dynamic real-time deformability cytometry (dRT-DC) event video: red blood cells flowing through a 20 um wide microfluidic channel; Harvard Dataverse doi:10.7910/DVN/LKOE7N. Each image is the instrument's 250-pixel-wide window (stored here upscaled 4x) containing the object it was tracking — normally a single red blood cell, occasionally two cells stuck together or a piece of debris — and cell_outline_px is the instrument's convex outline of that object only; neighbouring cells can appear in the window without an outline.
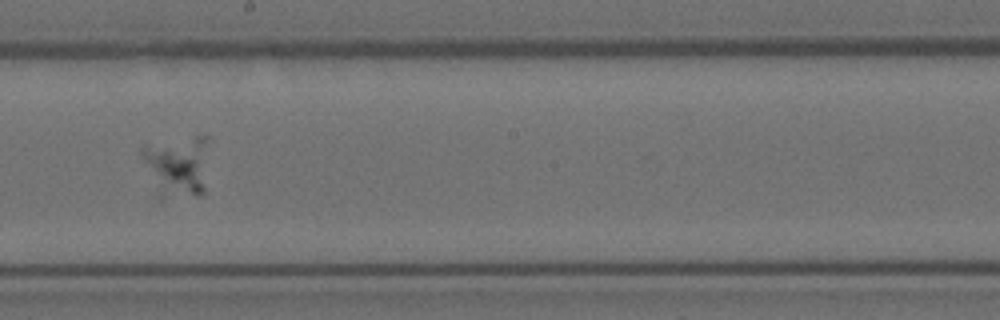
{"species": "Egyptian fruit bat (a non-hibernating species)", "species_latin": "Rousettus aegyptiacus", "temperature_condition": "room temperature", "stored_images_in_passage": 11, "segment_of_instrument_passage": [2, 2], "camera_frame_rate_fps": 3000, "um_per_image_px": 0.085, "animal": {"sex": "female"}, "frame": {"image": 1, "passage_image": 6, "time_ms": 5.667, "image_size_px": [1000, 320], "cell_outline_px": [[204, 196], [196, 196], [168, 184], [144, 160], [144, 144], [192, 156], [196, 160], [204, 188]], "centroid_in_image_um": [14.93, 14.38], "position_along_channel_um": 233.3, "area_um2": 12.95}}
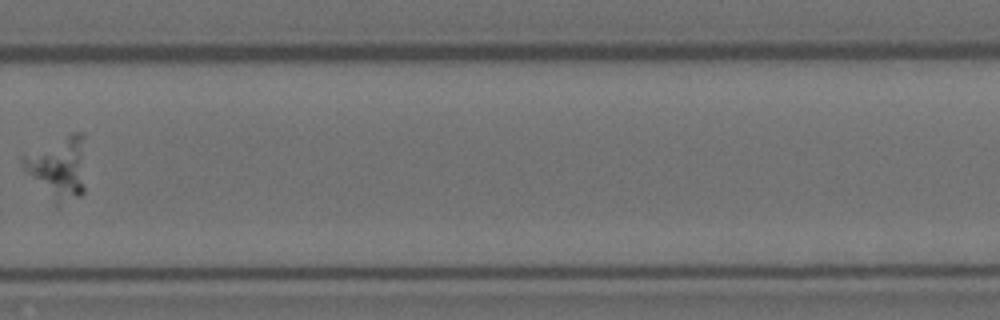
{"frame": {"image": 2, "passage_image": 8, "time_ms": 8.0, "image_size_px": [1000, 320], "cell_outline_px": [[84, 192], [80, 196], [56, 204], [24, 168], [20, 160], [24, 156], [72, 132], [84, 132]], "centroid_in_image_um": [5.02, 14.22], "position_along_channel_um": 324.8, "area_um2": 22.08}}
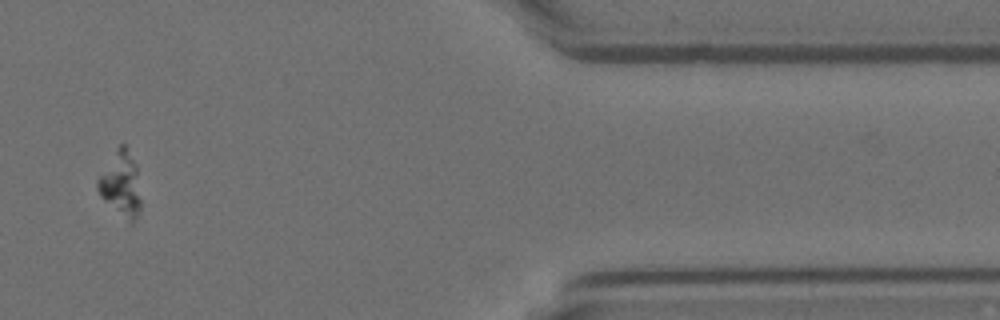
{"frame": {"image": 3, "passage_image": 10, "time_ms": 11.0, "image_size_px": [1000, 320], "cell_outline_px": [[140, 208], [132, 224], [100, 196], [96, 188], [96, 180], [120, 144], [124, 144], [136, 164], [140, 200]], "centroid_in_image_um": [10.26, 15.64], "position_along_channel_um": 401.1, "area_um2": 15.72}}